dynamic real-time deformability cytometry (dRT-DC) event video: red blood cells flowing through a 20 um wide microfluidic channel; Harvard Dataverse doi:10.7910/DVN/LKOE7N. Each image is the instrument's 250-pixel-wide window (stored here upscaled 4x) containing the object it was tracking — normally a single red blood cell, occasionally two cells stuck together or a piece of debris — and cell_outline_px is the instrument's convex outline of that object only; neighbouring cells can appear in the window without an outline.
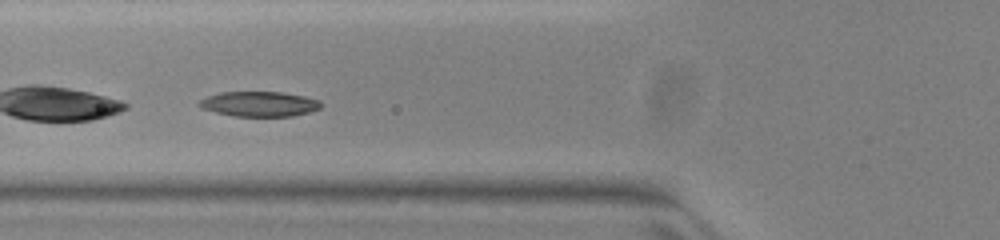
{"species": "common noctule bat (a hibernating species)", "species_latin": "Nyctalus noctula", "temperature_condition": "warm", "stored_images_in_passage": 34, "camera_frame_rate_fps": 3000, "um_per_image_px": 0.085, "animal": {"sex": "female", "body_mass_g": 23.0, "forearm_length_mm": 53.4}, "frame": {"image": 1, "passage_image": 6, "time_ms": 1.667, "image_size_px": [1000, 240], "cell_outline_px": [[320, 108], [308, 112], [292, 116], [232, 116], [200, 108], [196, 104], [200, 100], [208, 96], [220, 92], [280, 92], [304, 96], [320, 100]], "centroid_in_image_um": [22.0, 8.84], "position_along_channel_um": 103.8, "area_um2": 17.69}}
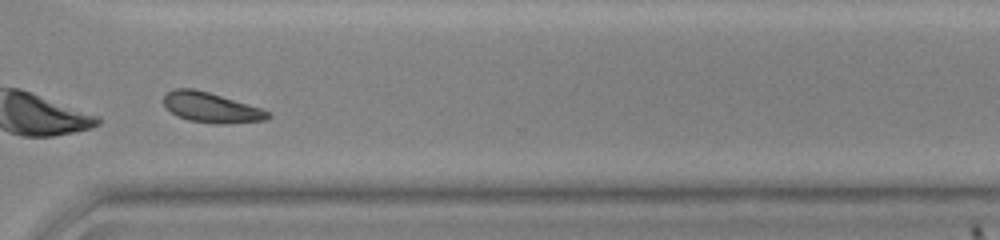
{"frame": {"image": 2, "passage_image": 25, "time_ms": 8.0, "image_size_px": [1000, 240], "cell_outline_px": [[272, 116], [264, 120], [224, 124], [216, 124], [188, 120], [172, 112], [164, 104], [164, 96], [172, 88], [192, 88], [208, 92], [260, 108], [268, 112]], "centroid_in_image_um": [17.93, 9.14], "position_along_channel_um": 352.7, "area_um2": 17.92}, "authors_computed_cell_mechanics": {"area_um2": 18.2937, "velocity_mm_per_s": 3.9236, "shape_relaxation_time_tau1_ms": 3.6563, "shape_relaxation_time_tau2_ms": null, "deformation_change_tau1": 0.1378, "deformation_change_tau2": null}}